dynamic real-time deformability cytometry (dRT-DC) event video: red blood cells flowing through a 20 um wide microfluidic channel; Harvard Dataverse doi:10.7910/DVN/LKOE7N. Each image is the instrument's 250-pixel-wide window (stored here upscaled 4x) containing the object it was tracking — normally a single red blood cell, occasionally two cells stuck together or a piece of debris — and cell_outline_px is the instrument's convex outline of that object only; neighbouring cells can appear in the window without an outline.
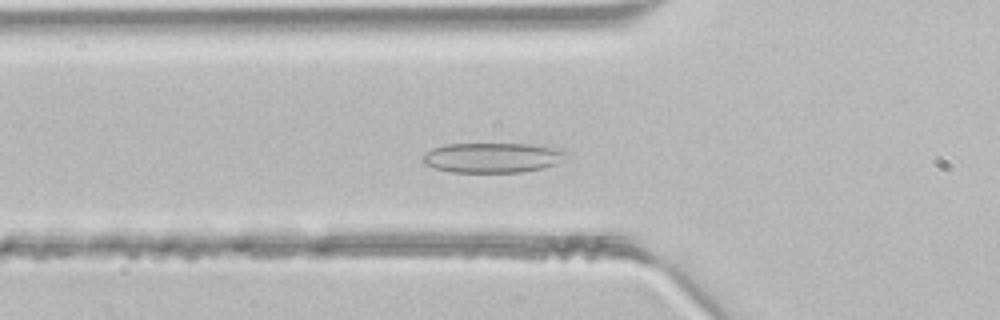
{"species": "common noctule bat (a hibernating species)", "species_latin": "Nyctalus noctula", "temperature_condition": "room temperature", "stored_images_in_passage": 41, "camera_frame_rate_fps": 3000, "um_per_image_px": 0.085, "animal": {"sex": "male", "body_mass_g": 21.5, "forearm_length_mm": 52.0}, "frame": {"image": 1, "passage_image": 13, "time_ms": 4.0, "image_size_px": [1000, 320], "cell_outline_px": [[568, 152], [556, 164], [544, 168], [520, 172], [452, 172], [436, 168], [424, 164], [420, 160], [424, 152], [432, 148], [444, 144], [532, 144], [564, 148]], "centroid_in_image_um": [41.85, 13.39], "position_along_channel_um": 84.0, "area_um2": 25.32}}
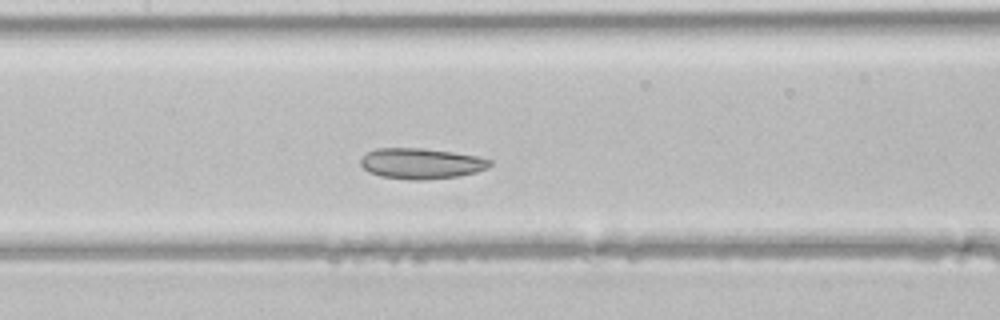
{"frame": {"image": 2, "passage_image": 19, "time_ms": 6.0, "image_size_px": [1000, 320], "cell_outline_px": [[492, 164], [488, 168], [476, 172], [460, 176], [424, 180], [412, 180], [380, 176], [368, 172], [360, 164], [360, 160], [368, 152], [376, 148], [420, 148], [452, 152], [480, 156], [492, 160]], "centroid_in_image_um": [35.83, 13.9], "position_along_channel_um": 171.6, "area_um2": 23.24}}
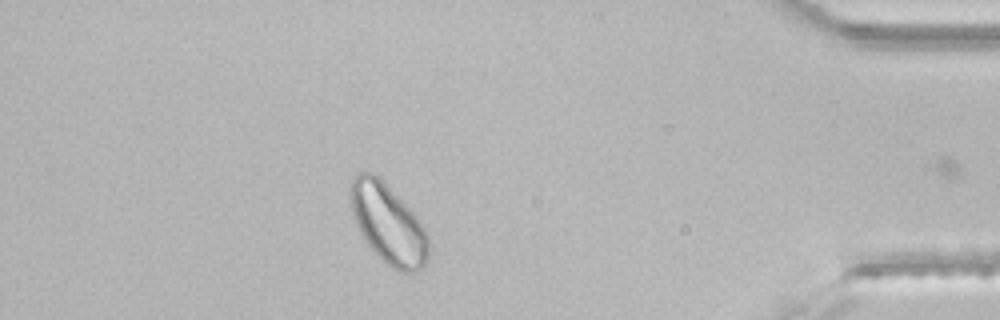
{"frame": {"image": 3, "passage_image": 38, "time_ms": 12.333, "image_size_px": [1000, 320], "cell_outline_px": [[428, 256], [424, 264], [416, 272], [400, 272], [392, 268], [364, 240], [356, 224], [348, 200], [348, 188], [352, 180], [360, 172], [372, 172], [416, 216], [424, 228], [428, 236]], "centroid_in_image_um": [32.95, 19.03], "position_along_channel_um": 402.2, "area_um2": 35.49}}